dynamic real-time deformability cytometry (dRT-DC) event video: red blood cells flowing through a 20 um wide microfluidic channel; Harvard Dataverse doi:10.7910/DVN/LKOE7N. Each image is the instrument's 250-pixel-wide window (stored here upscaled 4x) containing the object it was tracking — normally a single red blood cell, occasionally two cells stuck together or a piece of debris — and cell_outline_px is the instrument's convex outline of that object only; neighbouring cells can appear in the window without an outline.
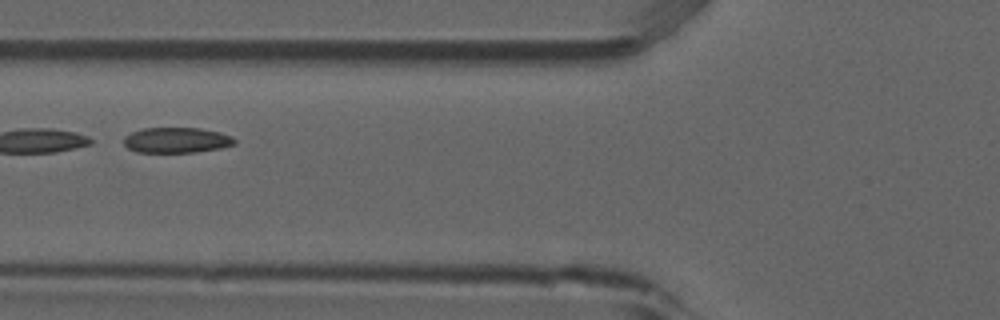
{"species": "common noctule bat (a hibernating species)", "species_latin": "Nyctalus noctula", "temperature_condition": "room temperature", "stored_images_in_passage": 5, "camera_frame_rate_fps": 3000, "um_per_image_px": 0.085, "animal": {"sex": "male", "forearm_length_mm": 52.5}, "frame": {"image": 1, "passage_image": 5, "time_ms": 1.333, "image_size_px": [1000, 320], "cell_outline_px": [[236, 144], [220, 148], [196, 152], [136, 152], [128, 148], [124, 144], [124, 136], [132, 132], [144, 128], [200, 128], [220, 132], [232, 136], [236, 140]], "centroid_in_image_um": [15.02, 11.91], "position_along_channel_um": 110.8, "area_um2": 16.47}}